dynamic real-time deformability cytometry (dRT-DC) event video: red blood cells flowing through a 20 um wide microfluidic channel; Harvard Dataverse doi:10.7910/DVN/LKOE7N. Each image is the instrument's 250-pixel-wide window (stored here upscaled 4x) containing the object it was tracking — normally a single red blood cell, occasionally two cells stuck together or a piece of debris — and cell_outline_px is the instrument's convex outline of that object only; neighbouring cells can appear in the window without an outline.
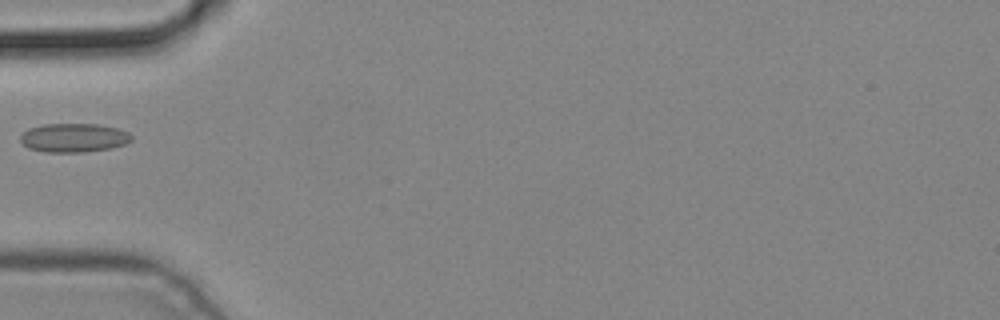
{"species": "common noctule bat (a hibernating species)", "species_latin": "Nyctalus noctula", "temperature_condition": "cold", "stored_images_in_passage": 4, "camera_frame_rate_fps": 3000, "um_per_image_px": 0.085, "animal": {"sex": "male", "body_mass_g": 19.2, "forearm_length_mm": 51.8}, "frame": {"image": 1, "passage_image": 4, "time_ms": 1.0, "image_size_px": [1000, 320], "cell_outline_px": [[132, 140], [124, 144], [112, 148], [84, 152], [44, 152], [28, 148], [20, 140], [20, 136], [28, 128], [44, 124], [96, 124], [116, 128], [128, 132], [132, 136]], "centroid_in_image_um": [6.26, 11.71], "position_along_channel_um": 78.7, "area_um2": 18.67}}